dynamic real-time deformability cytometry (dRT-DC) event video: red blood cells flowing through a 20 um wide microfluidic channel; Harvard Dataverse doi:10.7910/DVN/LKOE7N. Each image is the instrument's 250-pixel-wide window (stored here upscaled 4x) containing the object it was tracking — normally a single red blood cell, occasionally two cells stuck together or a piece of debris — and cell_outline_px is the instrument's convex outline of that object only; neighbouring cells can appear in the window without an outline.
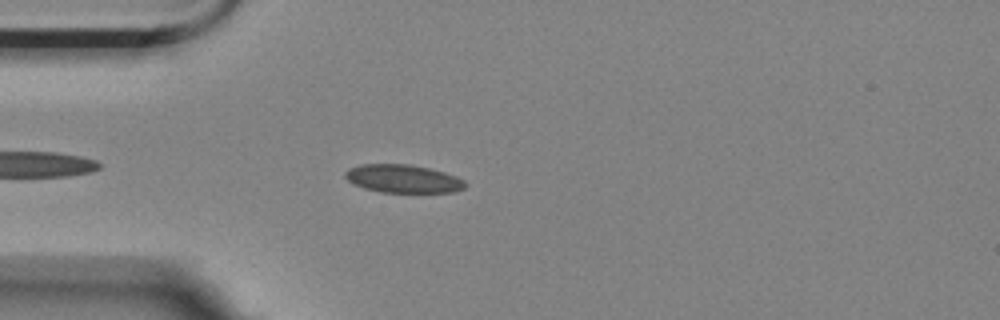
{"species": "Egyptian fruit bat (a non-hibernating species)", "species_latin": "Rousettus aegyptiacus", "temperature_condition": "room temperature", "stored_images_in_passage": 4, "camera_frame_rate_fps": 3000, "um_per_image_px": 0.085, "animal": {"sex": "female"}, "frame": {"image": 1, "passage_image": 4, "time_ms": 1.0, "image_size_px": [1000, 320], "cell_outline_px": [[468, 184], [464, 188], [456, 192], [380, 192], [364, 188], [352, 184], [344, 176], [344, 172], [348, 168], [360, 164], [408, 164], [428, 168], [444, 172], [456, 176], [464, 180]], "centroid_in_image_um": [34.24, 15.19], "position_along_channel_um": 50.8, "area_um2": 19.83}}